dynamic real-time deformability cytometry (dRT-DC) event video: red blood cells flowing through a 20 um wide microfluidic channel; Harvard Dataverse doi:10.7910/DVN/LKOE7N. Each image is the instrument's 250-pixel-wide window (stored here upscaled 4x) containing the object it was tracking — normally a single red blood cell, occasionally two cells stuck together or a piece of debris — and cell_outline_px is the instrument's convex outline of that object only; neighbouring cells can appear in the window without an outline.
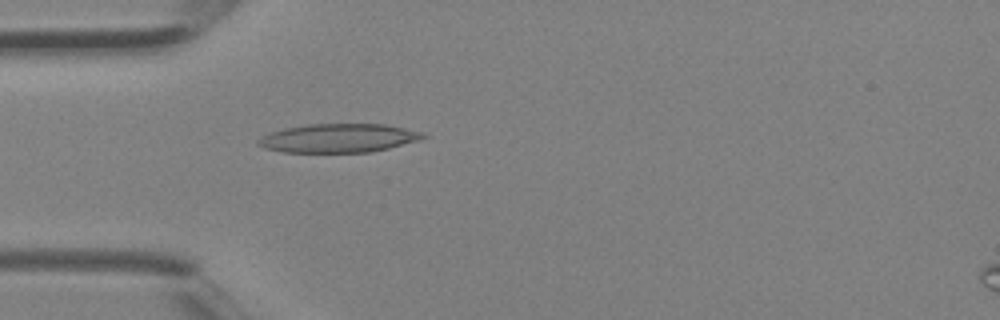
{"species": "Egyptian fruit bat (a non-hibernating species)", "species_latin": "Rousettus aegyptiacus", "temperature_condition": "room temperature", "stored_images_in_passage": 5, "camera_frame_rate_fps": 3000, "um_per_image_px": 0.085, "animal": {"sex": "female"}, "frame": {"image": 1, "passage_image": 4, "time_ms": 1.0, "image_size_px": [1000, 320], "cell_outline_px": [[428, 136], [420, 140], [388, 148], [368, 152], [284, 152], [264, 148], [256, 144], [256, 140], [272, 132], [284, 128], [308, 124], [384, 124], [424, 132]], "centroid_in_image_um": [28.79, 11.74], "position_along_channel_um": 56.2, "area_um2": 27.51}}